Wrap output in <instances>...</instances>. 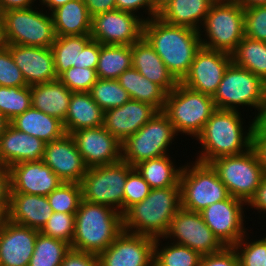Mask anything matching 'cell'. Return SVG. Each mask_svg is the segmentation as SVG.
Wrapping results in <instances>:
<instances>
[{
    "mask_svg": "<svg viewBox=\"0 0 266 266\" xmlns=\"http://www.w3.org/2000/svg\"><path fill=\"white\" fill-rule=\"evenodd\" d=\"M6 45L28 86L58 79L51 47Z\"/></svg>",
    "mask_w": 266,
    "mask_h": 266,
    "instance_id": "44dd1931",
    "label": "cell"
},
{
    "mask_svg": "<svg viewBox=\"0 0 266 266\" xmlns=\"http://www.w3.org/2000/svg\"><path fill=\"white\" fill-rule=\"evenodd\" d=\"M134 167L123 160L104 166L87 168L80 186L82 200L105 205L124 214V187Z\"/></svg>",
    "mask_w": 266,
    "mask_h": 266,
    "instance_id": "8fae6325",
    "label": "cell"
},
{
    "mask_svg": "<svg viewBox=\"0 0 266 266\" xmlns=\"http://www.w3.org/2000/svg\"><path fill=\"white\" fill-rule=\"evenodd\" d=\"M242 111L216 109L202 132L193 140L199 150L193 160L209 164L224 156L238 155L251 148L253 119L247 120Z\"/></svg>",
    "mask_w": 266,
    "mask_h": 266,
    "instance_id": "6da1fadb",
    "label": "cell"
},
{
    "mask_svg": "<svg viewBox=\"0 0 266 266\" xmlns=\"http://www.w3.org/2000/svg\"><path fill=\"white\" fill-rule=\"evenodd\" d=\"M200 266H240L233 247H224L220 252L202 255Z\"/></svg>",
    "mask_w": 266,
    "mask_h": 266,
    "instance_id": "681fc988",
    "label": "cell"
},
{
    "mask_svg": "<svg viewBox=\"0 0 266 266\" xmlns=\"http://www.w3.org/2000/svg\"><path fill=\"white\" fill-rule=\"evenodd\" d=\"M215 110L211 96L178 82L176 87L167 93L162 112L173 124L177 135L189 136L195 140Z\"/></svg>",
    "mask_w": 266,
    "mask_h": 266,
    "instance_id": "5b68a950",
    "label": "cell"
},
{
    "mask_svg": "<svg viewBox=\"0 0 266 266\" xmlns=\"http://www.w3.org/2000/svg\"><path fill=\"white\" fill-rule=\"evenodd\" d=\"M201 257L199 252L187 246L163 237L155 238L153 266H200Z\"/></svg>",
    "mask_w": 266,
    "mask_h": 266,
    "instance_id": "e575fe53",
    "label": "cell"
},
{
    "mask_svg": "<svg viewBox=\"0 0 266 266\" xmlns=\"http://www.w3.org/2000/svg\"><path fill=\"white\" fill-rule=\"evenodd\" d=\"M5 44L48 48L56 34L50 13L42 7L11 9L0 15Z\"/></svg>",
    "mask_w": 266,
    "mask_h": 266,
    "instance_id": "ba28073f",
    "label": "cell"
},
{
    "mask_svg": "<svg viewBox=\"0 0 266 266\" xmlns=\"http://www.w3.org/2000/svg\"><path fill=\"white\" fill-rule=\"evenodd\" d=\"M215 1L173 0L158 13L157 17L169 25L184 26L199 31Z\"/></svg>",
    "mask_w": 266,
    "mask_h": 266,
    "instance_id": "f1b7e54d",
    "label": "cell"
},
{
    "mask_svg": "<svg viewBox=\"0 0 266 266\" xmlns=\"http://www.w3.org/2000/svg\"><path fill=\"white\" fill-rule=\"evenodd\" d=\"M123 231V215L108 206L80 201L71 248L99 254Z\"/></svg>",
    "mask_w": 266,
    "mask_h": 266,
    "instance_id": "277c9868",
    "label": "cell"
},
{
    "mask_svg": "<svg viewBox=\"0 0 266 266\" xmlns=\"http://www.w3.org/2000/svg\"><path fill=\"white\" fill-rule=\"evenodd\" d=\"M177 136L168 117L162 111H158L122 143V160L135 167L140 162L173 154L171 150L175 151V146H172L177 145Z\"/></svg>",
    "mask_w": 266,
    "mask_h": 266,
    "instance_id": "9c48e42d",
    "label": "cell"
},
{
    "mask_svg": "<svg viewBox=\"0 0 266 266\" xmlns=\"http://www.w3.org/2000/svg\"><path fill=\"white\" fill-rule=\"evenodd\" d=\"M244 35L266 42V5L244 8Z\"/></svg>",
    "mask_w": 266,
    "mask_h": 266,
    "instance_id": "bcb514c9",
    "label": "cell"
},
{
    "mask_svg": "<svg viewBox=\"0 0 266 266\" xmlns=\"http://www.w3.org/2000/svg\"><path fill=\"white\" fill-rule=\"evenodd\" d=\"M47 199L53 212L75 214L82 200L80 183L63 182Z\"/></svg>",
    "mask_w": 266,
    "mask_h": 266,
    "instance_id": "b9f144b4",
    "label": "cell"
},
{
    "mask_svg": "<svg viewBox=\"0 0 266 266\" xmlns=\"http://www.w3.org/2000/svg\"><path fill=\"white\" fill-rule=\"evenodd\" d=\"M231 57L237 66L251 71L266 83V42L244 36Z\"/></svg>",
    "mask_w": 266,
    "mask_h": 266,
    "instance_id": "d590c367",
    "label": "cell"
},
{
    "mask_svg": "<svg viewBox=\"0 0 266 266\" xmlns=\"http://www.w3.org/2000/svg\"><path fill=\"white\" fill-rule=\"evenodd\" d=\"M83 2L86 5L91 17L97 14L116 10L115 0H83Z\"/></svg>",
    "mask_w": 266,
    "mask_h": 266,
    "instance_id": "9f6ffc18",
    "label": "cell"
},
{
    "mask_svg": "<svg viewBox=\"0 0 266 266\" xmlns=\"http://www.w3.org/2000/svg\"><path fill=\"white\" fill-rule=\"evenodd\" d=\"M117 80L129 93L131 99L148 103L158 111H163L167 92L143 76L134 67L124 71Z\"/></svg>",
    "mask_w": 266,
    "mask_h": 266,
    "instance_id": "1f68e13d",
    "label": "cell"
},
{
    "mask_svg": "<svg viewBox=\"0 0 266 266\" xmlns=\"http://www.w3.org/2000/svg\"><path fill=\"white\" fill-rule=\"evenodd\" d=\"M132 67V45L100 44L97 77L100 79H118Z\"/></svg>",
    "mask_w": 266,
    "mask_h": 266,
    "instance_id": "836d02e7",
    "label": "cell"
},
{
    "mask_svg": "<svg viewBox=\"0 0 266 266\" xmlns=\"http://www.w3.org/2000/svg\"><path fill=\"white\" fill-rule=\"evenodd\" d=\"M246 211L247 204L244 201L229 196L225 200L211 204L200 213L205 224L220 242L225 247H233L248 231L254 229L248 225V221L254 220Z\"/></svg>",
    "mask_w": 266,
    "mask_h": 266,
    "instance_id": "4fadbf2b",
    "label": "cell"
},
{
    "mask_svg": "<svg viewBox=\"0 0 266 266\" xmlns=\"http://www.w3.org/2000/svg\"><path fill=\"white\" fill-rule=\"evenodd\" d=\"M143 24L138 15L116 9L92 17L90 36L100 44L131 46L142 38Z\"/></svg>",
    "mask_w": 266,
    "mask_h": 266,
    "instance_id": "9a60e30c",
    "label": "cell"
},
{
    "mask_svg": "<svg viewBox=\"0 0 266 266\" xmlns=\"http://www.w3.org/2000/svg\"><path fill=\"white\" fill-rule=\"evenodd\" d=\"M8 169L11 193L47 196L63 183L42 160L20 162Z\"/></svg>",
    "mask_w": 266,
    "mask_h": 266,
    "instance_id": "7402d4cb",
    "label": "cell"
},
{
    "mask_svg": "<svg viewBox=\"0 0 266 266\" xmlns=\"http://www.w3.org/2000/svg\"><path fill=\"white\" fill-rule=\"evenodd\" d=\"M155 238L122 233L98 256L99 266H153Z\"/></svg>",
    "mask_w": 266,
    "mask_h": 266,
    "instance_id": "2e32d148",
    "label": "cell"
},
{
    "mask_svg": "<svg viewBox=\"0 0 266 266\" xmlns=\"http://www.w3.org/2000/svg\"><path fill=\"white\" fill-rule=\"evenodd\" d=\"M254 208V209H253ZM252 209L253 213L258 214L257 219L261 220V218L266 219V175L263 177L260 186L257 188L256 194L254 197L250 200V202L247 204V210L250 211ZM255 210V211H254ZM262 214V215H261ZM265 214V215H264ZM260 216H262L260 218Z\"/></svg>",
    "mask_w": 266,
    "mask_h": 266,
    "instance_id": "db71d44e",
    "label": "cell"
},
{
    "mask_svg": "<svg viewBox=\"0 0 266 266\" xmlns=\"http://www.w3.org/2000/svg\"><path fill=\"white\" fill-rule=\"evenodd\" d=\"M91 39L90 35L56 36L51 50L58 78L69 68L79 67V52Z\"/></svg>",
    "mask_w": 266,
    "mask_h": 266,
    "instance_id": "8d00e7d4",
    "label": "cell"
},
{
    "mask_svg": "<svg viewBox=\"0 0 266 266\" xmlns=\"http://www.w3.org/2000/svg\"><path fill=\"white\" fill-rule=\"evenodd\" d=\"M209 164L217 172L230 196L246 204L254 197L265 176L252 148L238 155L219 157Z\"/></svg>",
    "mask_w": 266,
    "mask_h": 266,
    "instance_id": "7c38bea8",
    "label": "cell"
},
{
    "mask_svg": "<svg viewBox=\"0 0 266 266\" xmlns=\"http://www.w3.org/2000/svg\"><path fill=\"white\" fill-rule=\"evenodd\" d=\"M199 33L202 47L231 54L245 36L244 8L237 0H216Z\"/></svg>",
    "mask_w": 266,
    "mask_h": 266,
    "instance_id": "52a82bcc",
    "label": "cell"
},
{
    "mask_svg": "<svg viewBox=\"0 0 266 266\" xmlns=\"http://www.w3.org/2000/svg\"><path fill=\"white\" fill-rule=\"evenodd\" d=\"M87 168L110 165L122 160V143L104 126L71 133Z\"/></svg>",
    "mask_w": 266,
    "mask_h": 266,
    "instance_id": "ac0fdd59",
    "label": "cell"
},
{
    "mask_svg": "<svg viewBox=\"0 0 266 266\" xmlns=\"http://www.w3.org/2000/svg\"><path fill=\"white\" fill-rule=\"evenodd\" d=\"M150 191L151 187L134 167L128 173L124 187V213L134 204L143 201Z\"/></svg>",
    "mask_w": 266,
    "mask_h": 266,
    "instance_id": "f6af8a7d",
    "label": "cell"
},
{
    "mask_svg": "<svg viewBox=\"0 0 266 266\" xmlns=\"http://www.w3.org/2000/svg\"><path fill=\"white\" fill-rule=\"evenodd\" d=\"M216 109L249 112L253 117L266 99V83L257 75L231 62L213 95ZM247 107V110H245Z\"/></svg>",
    "mask_w": 266,
    "mask_h": 266,
    "instance_id": "8992f818",
    "label": "cell"
},
{
    "mask_svg": "<svg viewBox=\"0 0 266 266\" xmlns=\"http://www.w3.org/2000/svg\"><path fill=\"white\" fill-rule=\"evenodd\" d=\"M50 14L56 36L90 35L92 17L83 0H71Z\"/></svg>",
    "mask_w": 266,
    "mask_h": 266,
    "instance_id": "4dcf8cb0",
    "label": "cell"
},
{
    "mask_svg": "<svg viewBox=\"0 0 266 266\" xmlns=\"http://www.w3.org/2000/svg\"><path fill=\"white\" fill-rule=\"evenodd\" d=\"M251 236H250V235ZM254 236L252 232H247L245 236L237 242L233 248L236 250L240 266H265L266 262V232L263 236ZM252 237V238H251ZM254 237V238H253Z\"/></svg>",
    "mask_w": 266,
    "mask_h": 266,
    "instance_id": "ab89813d",
    "label": "cell"
},
{
    "mask_svg": "<svg viewBox=\"0 0 266 266\" xmlns=\"http://www.w3.org/2000/svg\"><path fill=\"white\" fill-rule=\"evenodd\" d=\"M10 125V121L0 112V137Z\"/></svg>",
    "mask_w": 266,
    "mask_h": 266,
    "instance_id": "6125c7cd",
    "label": "cell"
},
{
    "mask_svg": "<svg viewBox=\"0 0 266 266\" xmlns=\"http://www.w3.org/2000/svg\"><path fill=\"white\" fill-rule=\"evenodd\" d=\"M70 249L71 246L68 243L39 232L28 266H61Z\"/></svg>",
    "mask_w": 266,
    "mask_h": 266,
    "instance_id": "74e56055",
    "label": "cell"
},
{
    "mask_svg": "<svg viewBox=\"0 0 266 266\" xmlns=\"http://www.w3.org/2000/svg\"><path fill=\"white\" fill-rule=\"evenodd\" d=\"M39 230L3 218L0 222V266H28Z\"/></svg>",
    "mask_w": 266,
    "mask_h": 266,
    "instance_id": "d6986e66",
    "label": "cell"
},
{
    "mask_svg": "<svg viewBox=\"0 0 266 266\" xmlns=\"http://www.w3.org/2000/svg\"><path fill=\"white\" fill-rule=\"evenodd\" d=\"M38 2L39 0H0V13L11 9L31 8L34 5H39Z\"/></svg>",
    "mask_w": 266,
    "mask_h": 266,
    "instance_id": "6f0895ef",
    "label": "cell"
},
{
    "mask_svg": "<svg viewBox=\"0 0 266 266\" xmlns=\"http://www.w3.org/2000/svg\"><path fill=\"white\" fill-rule=\"evenodd\" d=\"M61 266H99L97 254L70 249Z\"/></svg>",
    "mask_w": 266,
    "mask_h": 266,
    "instance_id": "f907efd6",
    "label": "cell"
},
{
    "mask_svg": "<svg viewBox=\"0 0 266 266\" xmlns=\"http://www.w3.org/2000/svg\"><path fill=\"white\" fill-rule=\"evenodd\" d=\"M142 37L178 82L189 73L195 54L202 47L199 31L169 25L157 16L144 22Z\"/></svg>",
    "mask_w": 266,
    "mask_h": 266,
    "instance_id": "7a4b0ae2",
    "label": "cell"
},
{
    "mask_svg": "<svg viewBox=\"0 0 266 266\" xmlns=\"http://www.w3.org/2000/svg\"><path fill=\"white\" fill-rule=\"evenodd\" d=\"M180 209V182L173 187L151 189L143 201L123 214V230L153 238L164 237L172 218Z\"/></svg>",
    "mask_w": 266,
    "mask_h": 266,
    "instance_id": "3957f363",
    "label": "cell"
},
{
    "mask_svg": "<svg viewBox=\"0 0 266 266\" xmlns=\"http://www.w3.org/2000/svg\"><path fill=\"white\" fill-rule=\"evenodd\" d=\"M243 8L265 6L266 0H237Z\"/></svg>",
    "mask_w": 266,
    "mask_h": 266,
    "instance_id": "94428289",
    "label": "cell"
},
{
    "mask_svg": "<svg viewBox=\"0 0 266 266\" xmlns=\"http://www.w3.org/2000/svg\"><path fill=\"white\" fill-rule=\"evenodd\" d=\"M89 93L103 111L120 107L131 99L117 79L98 78Z\"/></svg>",
    "mask_w": 266,
    "mask_h": 266,
    "instance_id": "f35d334b",
    "label": "cell"
},
{
    "mask_svg": "<svg viewBox=\"0 0 266 266\" xmlns=\"http://www.w3.org/2000/svg\"><path fill=\"white\" fill-rule=\"evenodd\" d=\"M11 184L9 169L0 166V217H5L8 213L10 202Z\"/></svg>",
    "mask_w": 266,
    "mask_h": 266,
    "instance_id": "f5cc1de1",
    "label": "cell"
},
{
    "mask_svg": "<svg viewBox=\"0 0 266 266\" xmlns=\"http://www.w3.org/2000/svg\"><path fill=\"white\" fill-rule=\"evenodd\" d=\"M5 45L4 39H3V29H2V22L0 19V48H2Z\"/></svg>",
    "mask_w": 266,
    "mask_h": 266,
    "instance_id": "e7e4bbea",
    "label": "cell"
},
{
    "mask_svg": "<svg viewBox=\"0 0 266 266\" xmlns=\"http://www.w3.org/2000/svg\"><path fill=\"white\" fill-rule=\"evenodd\" d=\"M177 160L173 155L146 160L135 166L136 170L142 175L151 189L166 188L176 186L180 182V174L183 168L181 162L176 164Z\"/></svg>",
    "mask_w": 266,
    "mask_h": 266,
    "instance_id": "d6a6232c",
    "label": "cell"
},
{
    "mask_svg": "<svg viewBox=\"0 0 266 266\" xmlns=\"http://www.w3.org/2000/svg\"><path fill=\"white\" fill-rule=\"evenodd\" d=\"M116 9L138 15L144 22L156 17L155 0H115ZM145 14V15H144Z\"/></svg>",
    "mask_w": 266,
    "mask_h": 266,
    "instance_id": "c3c4849f",
    "label": "cell"
},
{
    "mask_svg": "<svg viewBox=\"0 0 266 266\" xmlns=\"http://www.w3.org/2000/svg\"><path fill=\"white\" fill-rule=\"evenodd\" d=\"M58 79L72 92H89L98 77L96 69L73 66Z\"/></svg>",
    "mask_w": 266,
    "mask_h": 266,
    "instance_id": "ee69618b",
    "label": "cell"
},
{
    "mask_svg": "<svg viewBox=\"0 0 266 266\" xmlns=\"http://www.w3.org/2000/svg\"><path fill=\"white\" fill-rule=\"evenodd\" d=\"M45 144L9 125L0 137V166L9 168L20 162H38L43 158Z\"/></svg>",
    "mask_w": 266,
    "mask_h": 266,
    "instance_id": "cb8c5ba5",
    "label": "cell"
},
{
    "mask_svg": "<svg viewBox=\"0 0 266 266\" xmlns=\"http://www.w3.org/2000/svg\"><path fill=\"white\" fill-rule=\"evenodd\" d=\"M75 230V214L53 212L41 234L68 243L71 246Z\"/></svg>",
    "mask_w": 266,
    "mask_h": 266,
    "instance_id": "7bdbcfd3",
    "label": "cell"
},
{
    "mask_svg": "<svg viewBox=\"0 0 266 266\" xmlns=\"http://www.w3.org/2000/svg\"><path fill=\"white\" fill-rule=\"evenodd\" d=\"M10 125L45 143L60 139L66 134L63 121L32 106L22 114L15 116L10 121Z\"/></svg>",
    "mask_w": 266,
    "mask_h": 266,
    "instance_id": "83f0119b",
    "label": "cell"
},
{
    "mask_svg": "<svg viewBox=\"0 0 266 266\" xmlns=\"http://www.w3.org/2000/svg\"><path fill=\"white\" fill-rule=\"evenodd\" d=\"M132 67L151 82L161 86L167 93L178 84L162 59L143 37L132 44Z\"/></svg>",
    "mask_w": 266,
    "mask_h": 266,
    "instance_id": "484cf974",
    "label": "cell"
},
{
    "mask_svg": "<svg viewBox=\"0 0 266 266\" xmlns=\"http://www.w3.org/2000/svg\"><path fill=\"white\" fill-rule=\"evenodd\" d=\"M253 119L252 134H266V99L256 112Z\"/></svg>",
    "mask_w": 266,
    "mask_h": 266,
    "instance_id": "680465c9",
    "label": "cell"
},
{
    "mask_svg": "<svg viewBox=\"0 0 266 266\" xmlns=\"http://www.w3.org/2000/svg\"><path fill=\"white\" fill-rule=\"evenodd\" d=\"M44 164L62 180V182L80 183L87 167L77 149L71 134L45 144Z\"/></svg>",
    "mask_w": 266,
    "mask_h": 266,
    "instance_id": "ffe728a7",
    "label": "cell"
},
{
    "mask_svg": "<svg viewBox=\"0 0 266 266\" xmlns=\"http://www.w3.org/2000/svg\"><path fill=\"white\" fill-rule=\"evenodd\" d=\"M100 43L91 39L79 52V67L96 69L99 60Z\"/></svg>",
    "mask_w": 266,
    "mask_h": 266,
    "instance_id": "816d5d0a",
    "label": "cell"
},
{
    "mask_svg": "<svg viewBox=\"0 0 266 266\" xmlns=\"http://www.w3.org/2000/svg\"><path fill=\"white\" fill-rule=\"evenodd\" d=\"M32 107L65 121L72 91L59 79L30 86Z\"/></svg>",
    "mask_w": 266,
    "mask_h": 266,
    "instance_id": "4316f807",
    "label": "cell"
},
{
    "mask_svg": "<svg viewBox=\"0 0 266 266\" xmlns=\"http://www.w3.org/2000/svg\"><path fill=\"white\" fill-rule=\"evenodd\" d=\"M0 86H28L21 70L16 66L6 44L0 48Z\"/></svg>",
    "mask_w": 266,
    "mask_h": 266,
    "instance_id": "7dc6e473",
    "label": "cell"
},
{
    "mask_svg": "<svg viewBox=\"0 0 266 266\" xmlns=\"http://www.w3.org/2000/svg\"><path fill=\"white\" fill-rule=\"evenodd\" d=\"M163 238L187 246L201 255L217 253L225 247L205 224L201 213L183 208L172 218Z\"/></svg>",
    "mask_w": 266,
    "mask_h": 266,
    "instance_id": "5bb4252c",
    "label": "cell"
},
{
    "mask_svg": "<svg viewBox=\"0 0 266 266\" xmlns=\"http://www.w3.org/2000/svg\"><path fill=\"white\" fill-rule=\"evenodd\" d=\"M251 148L266 175V134H252Z\"/></svg>",
    "mask_w": 266,
    "mask_h": 266,
    "instance_id": "11a10c76",
    "label": "cell"
},
{
    "mask_svg": "<svg viewBox=\"0 0 266 266\" xmlns=\"http://www.w3.org/2000/svg\"><path fill=\"white\" fill-rule=\"evenodd\" d=\"M32 106L30 86H0V112L11 121Z\"/></svg>",
    "mask_w": 266,
    "mask_h": 266,
    "instance_id": "60d3db41",
    "label": "cell"
},
{
    "mask_svg": "<svg viewBox=\"0 0 266 266\" xmlns=\"http://www.w3.org/2000/svg\"><path fill=\"white\" fill-rule=\"evenodd\" d=\"M69 1L71 0H39V6H41L42 8L44 7V10H46L48 13H51L52 11L60 6L65 5Z\"/></svg>",
    "mask_w": 266,
    "mask_h": 266,
    "instance_id": "91938a15",
    "label": "cell"
},
{
    "mask_svg": "<svg viewBox=\"0 0 266 266\" xmlns=\"http://www.w3.org/2000/svg\"><path fill=\"white\" fill-rule=\"evenodd\" d=\"M158 110L152 105L130 99L122 106L104 111V128L123 143L143 127Z\"/></svg>",
    "mask_w": 266,
    "mask_h": 266,
    "instance_id": "603a6c76",
    "label": "cell"
},
{
    "mask_svg": "<svg viewBox=\"0 0 266 266\" xmlns=\"http://www.w3.org/2000/svg\"><path fill=\"white\" fill-rule=\"evenodd\" d=\"M190 161H185L180 174L181 208L200 213L230 196L210 164Z\"/></svg>",
    "mask_w": 266,
    "mask_h": 266,
    "instance_id": "30bf717a",
    "label": "cell"
},
{
    "mask_svg": "<svg viewBox=\"0 0 266 266\" xmlns=\"http://www.w3.org/2000/svg\"><path fill=\"white\" fill-rule=\"evenodd\" d=\"M53 210L47 196L10 193L6 219L10 222L41 230L52 216Z\"/></svg>",
    "mask_w": 266,
    "mask_h": 266,
    "instance_id": "d4e9b609",
    "label": "cell"
},
{
    "mask_svg": "<svg viewBox=\"0 0 266 266\" xmlns=\"http://www.w3.org/2000/svg\"><path fill=\"white\" fill-rule=\"evenodd\" d=\"M171 1H173V0H155L156 16H158V13Z\"/></svg>",
    "mask_w": 266,
    "mask_h": 266,
    "instance_id": "be15d7a7",
    "label": "cell"
},
{
    "mask_svg": "<svg viewBox=\"0 0 266 266\" xmlns=\"http://www.w3.org/2000/svg\"><path fill=\"white\" fill-rule=\"evenodd\" d=\"M231 62L230 53L201 47L195 54L189 73L181 83L192 90L213 97Z\"/></svg>",
    "mask_w": 266,
    "mask_h": 266,
    "instance_id": "e0dca14e",
    "label": "cell"
},
{
    "mask_svg": "<svg viewBox=\"0 0 266 266\" xmlns=\"http://www.w3.org/2000/svg\"><path fill=\"white\" fill-rule=\"evenodd\" d=\"M63 124L67 134L76 130L100 127L104 124V111L89 92H73Z\"/></svg>",
    "mask_w": 266,
    "mask_h": 266,
    "instance_id": "f546056e",
    "label": "cell"
}]
</instances>
